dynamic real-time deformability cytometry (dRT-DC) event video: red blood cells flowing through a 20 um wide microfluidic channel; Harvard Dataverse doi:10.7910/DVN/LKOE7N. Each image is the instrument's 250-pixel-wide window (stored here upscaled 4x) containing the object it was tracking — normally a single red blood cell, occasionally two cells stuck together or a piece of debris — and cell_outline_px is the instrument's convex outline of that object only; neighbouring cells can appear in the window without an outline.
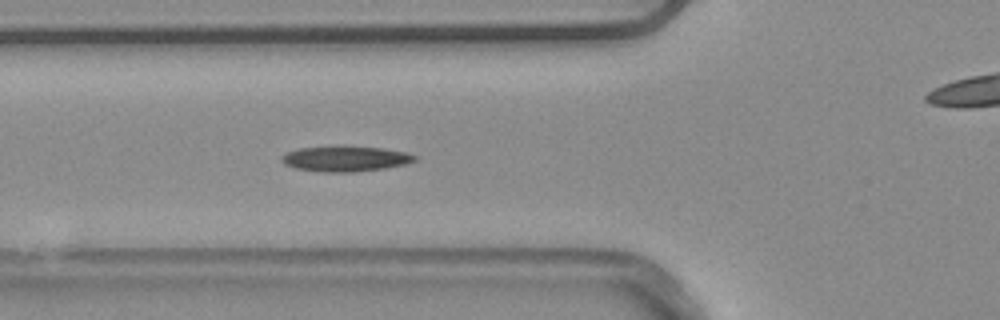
{"species": "common noctule bat (a hibernating species)", "species_latin": "Nyctalus noctula", "temperature_condition": "warm", "stored_images_in_passage": 5, "camera_frame_rate_fps": 3000, "um_per_image_px": 0.085, "animal": {"sex": "male", "body_mass_g": 20.4}, "frame": {"image": 1, "passage_image": 4, "time_ms": 1.0, "image_size_px": [1000, 320], "cell_outline_px": [[416, 160], [404, 164], [384, 168], [352, 172], [320, 172], [296, 168], [284, 164], [280, 160], [280, 156], [288, 152], [300, 148], [380, 148], [404, 152], [416, 156]], "centroid_in_image_um": [29.31, 13.53], "position_along_channel_um": 96.5, "area_um2": 18.84}}